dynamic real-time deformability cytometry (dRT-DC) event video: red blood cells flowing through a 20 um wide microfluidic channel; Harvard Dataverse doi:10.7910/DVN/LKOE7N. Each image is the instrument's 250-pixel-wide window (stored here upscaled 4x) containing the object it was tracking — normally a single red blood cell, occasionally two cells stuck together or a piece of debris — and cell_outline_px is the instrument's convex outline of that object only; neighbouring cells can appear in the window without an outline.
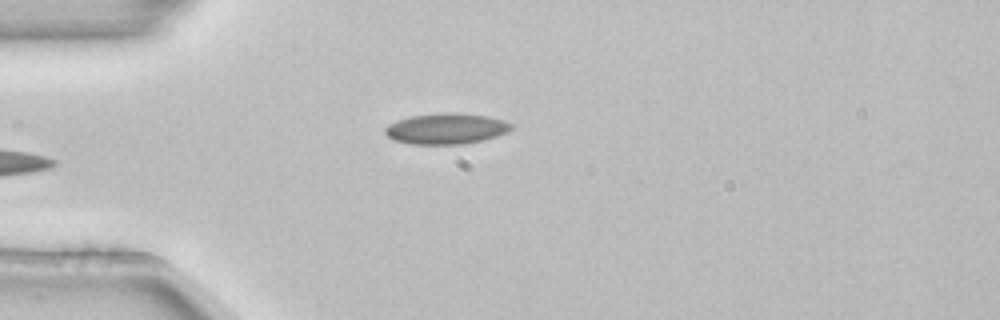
{"species": "common noctule bat (a hibernating species)", "species_latin": "Nyctalus noctula", "temperature_condition": "room temperature", "stored_images_in_passage": 3, "camera_frame_rate_fps": 3000, "um_per_image_px": 0.085, "animal": {"sex": "female", "body_mass_g": 22.7, "forearm_length_mm": 54.2}, "frame": {"image": 1, "passage_image": 3, "time_ms": 0.667, "image_size_px": [1000, 320], "cell_outline_px": [[512, 128], [508, 132], [496, 136], [480, 140], [460, 144], [412, 144], [392, 140], [384, 132], [384, 128], [388, 124], [396, 120], [408, 116], [444, 112], [456, 112], [488, 116], [504, 120], [512, 124]], "centroid_in_image_um": [37.89, 10.92], "position_along_channel_um": 47.1, "area_um2": 22.83}}